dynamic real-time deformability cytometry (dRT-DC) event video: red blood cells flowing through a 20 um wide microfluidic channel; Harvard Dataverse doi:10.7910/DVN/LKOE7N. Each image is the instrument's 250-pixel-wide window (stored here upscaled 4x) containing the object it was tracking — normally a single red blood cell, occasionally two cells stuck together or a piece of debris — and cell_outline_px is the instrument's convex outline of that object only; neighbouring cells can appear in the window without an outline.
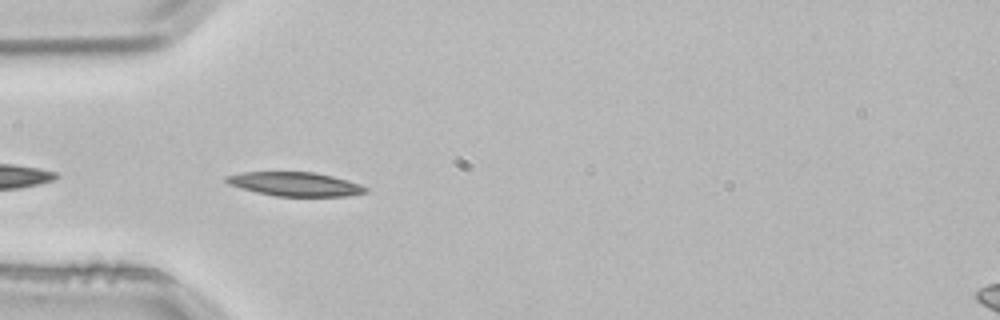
{"species": "common noctule bat (a hibernating species)", "species_latin": "Nyctalus noctula", "temperature_condition": "room temperature", "stored_images_in_passage": 5, "camera_frame_rate_fps": 3000, "um_per_image_px": 0.085, "animal": {"sex": "male", "body_mass_g": 21.5, "forearm_length_mm": 52.0}, "frame": {"image": 1, "passage_image": 4, "time_ms": 1.0, "image_size_px": [1000, 320], "cell_outline_px": [[368, 192], [348, 196], [276, 196], [256, 192], [240, 188], [228, 184], [224, 180], [224, 176], [240, 172], [316, 172], [348, 180], [360, 184], [368, 188]], "centroid_in_image_um": [25.07, 15.64], "position_along_channel_um": 59.9, "area_um2": 19.59}}